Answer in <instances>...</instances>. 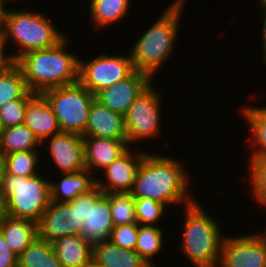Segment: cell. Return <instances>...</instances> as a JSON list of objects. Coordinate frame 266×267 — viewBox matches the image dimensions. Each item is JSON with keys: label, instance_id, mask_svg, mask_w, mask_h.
<instances>
[{"label": "cell", "instance_id": "1", "mask_svg": "<svg viewBox=\"0 0 266 267\" xmlns=\"http://www.w3.org/2000/svg\"><path fill=\"white\" fill-rule=\"evenodd\" d=\"M187 167L174 155L155 154L147 150L136 174L132 196L155 200L168 208L191 204L196 197L190 191L192 177H189L191 173H188Z\"/></svg>", "mask_w": 266, "mask_h": 267}, {"label": "cell", "instance_id": "2", "mask_svg": "<svg viewBox=\"0 0 266 267\" xmlns=\"http://www.w3.org/2000/svg\"><path fill=\"white\" fill-rule=\"evenodd\" d=\"M186 3V0H173L129 48L135 70L146 73L154 80L165 63L170 61L179 38L178 30Z\"/></svg>", "mask_w": 266, "mask_h": 267}, {"label": "cell", "instance_id": "3", "mask_svg": "<svg viewBox=\"0 0 266 267\" xmlns=\"http://www.w3.org/2000/svg\"><path fill=\"white\" fill-rule=\"evenodd\" d=\"M70 40L67 35L54 47L32 50L17 59L29 91L42 94L79 81L80 57L68 50Z\"/></svg>", "mask_w": 266, "mask_h": 267}, {"label": "cell", "instance_id": "4", "mask_svg": "<svg viewBox=\"0 0 266 267\" xmlns=\"http://www.w3.org/2000/svg\"><path fill=\"white\" fill-rule=\"evenodd\" d=\"M196 199L184 206V220L178 249L194 267H216L219 264L225 231Z\"/></svg>", "mask_w": 266, "mask_h": 267}, {"label": "cell", "instance_id": "5", "mask_svg": "<svg viewBox=\"0 0 266 267\" xmlns=\"http://www.w3.org/2000/svg\"><path fill=\"white\" fill-rule=\"evenodd\" d=\"M46 13L30 9H7L2 27L7 42L16 51L13 55L16 59L32 50L48 49L56 46L67 34L54 26ZM59 29V30H58Z\"/></svg>", "mask_w": 266, "mask_h": 267}, {"label": "cell", "instance_id": "6", "mask_svg": "<svg viewBox=\"0 0 266 267\" xmlns=\"http://www.w3.org/2000/svg\"><path fill=\"white\" fill-rule=\"evenodd\" d=\"M38 173L32 177L4 174L0 191L6 200V212L14 218L38 222L51 202L50 179Z\"/></svg>", "mask_w": 266, "mask_h": 267}, {"label": "cell", "instance_id": "7", "mask_svg": "<svg viewBox=\"0 0 266 267\" xmlns=\"http://www.w3.org/2000/svg\"><path fill=\"white\" fill-rule=\"evenodd\" d=\"M57 117L59 127L63 132L84 134L91 109L96 98L79 81L42 93Z\"/></svg>", "mask_w": 266, "mask_h": 267}, {"label": "cell", "instance_id": "8", "mask_svg": "<svg viewBox=\"0 0 266 267\" xmlns=\"http://www.w3.org/2000/svg\"><path fill=\"white\" fill-rule=\"evenodd\" d=\"M153 80L133 102L124 115L128 145L136 147L142 141L160 139L162 133L161 103L162 91L160 92ZM162 93V94H161ZM147 139V140H146ZM141 141V142H140ZM135 144L134 146H132Z\"/></svg>", "mask_w": 266, "mask_h": 267}, {"label": "cell", "instance_id": "9", "mask_svg": "<svg viewBox=\"0 0 266 267\" xmlns=\"http://www.w3.org/2000/svg\"><path fill=\"white\" fill-rule=\"evenodd\" d=\"M104 52L90 61L79 59V82L94 95L127 78L135 70L129 51L125 55Z\"/></svg>", "mask_w": 266, "mask_h": 267}, {"label": "cell", "instance_id": "10", "mask_svg": "<svg viewBox=\"0 0 266 267\" xmlns=\"http://www.w3.org/2000/svg\"><path fill=\"white\" fill-rule=\"evenodd\" d=\"M225 236L219 267H266V233L264 231Z\"/></svg>", "mask_w": 266, "mask_h": 267}, {"label": "cell", "instance_id": "11", "mask_svg": "<svg viewBox=\"0 0 266 267\" xmlns=\"http://www.w3.org/2000/svg\"><path fill=\"white\" fill-rule=\"evenodd\" d=\"M41 148L44 149L42 153L47 152L50 155L52 165L60 171L57 174L86 169L83 136L80 134L61 131L47 138Z\"/></svg>", "mask_w": 266, "mask_h": 267}, {"label": "cell", "instance_id": "12", "mask_svg": "<svg viewBox=\"0 0 266 267\" xmlns=\"http://www.w3.org/2000/svg\"><path fill=\"white\" fill-rule=\"evenodd\" d=\"M82 222L77 214V197L70 202H50L38 221V237L48 242L79 235Z\"/></svg>", "mask_w": 266, "mask_h": 267}, {"label": "cell", "instance_id": "13", "mask_svg": "<svg viewBox=\"0 0 266 267\" xmlns=\"http://www.w3.org/2000/svg\"><path fill=\"white\" fill-rule=\"evenodd\" d=\"M131 148L106 167L102 171V177L96 175V186L103 193L132 191L137 171L146 150L139 149L140 146L136 147L138 149Z\"/></svg>", "mask_w": 266, "mask_h": 267}, {"label": "cell", "instance_id": "14", "mask_svg": "<svg viewBox=\"0 0 266 267\" xmlns=\"http://www.w3.org/2000/svg\"><path fill=\"white\" fill-rule=\"evenodd\" d=\"M113 228L109 193H103L95 185L88 191V213L82 221L79 235L93 245L108 240Z\"/></svg>", "mask_w": 266, "mask_h": 267}, {"label": "cell", "instance_id": "15", "mask_svg": "<svg viewBox=\"0 0 266 267\" xmlns=\"http://www.w3.org/2000/svg\"><path fill=\"white\" fill-rule=\"evenodd\" d=\"M152 81L153 79L146 73L134 70L127 78L102 89L95 97L110 110L124 116L133 102Z\"/></svg>", "mask_w": 266, "mask_h": 267}, {"label": "cell", "instance_id": "16", "mask_svg": "<svg viewBox=\"0 0 266 267\" xmlns=\"http://www.w3.org/2000/svg\"><path fill=\"white\" fill-rule=\"evenodd\" d=\"M85 168L94 176L123 155L130 146L128 140L83 136ZM98 170V173L95 172Z\"/></svg>", "mask_w": 266, "mask_h": 267}, {"label": "cell", "instance_id": "17", "mask_svg": "<svg viewBox=\"0 0 266 267\" xmlns=\"http://www.w3.org/2000/svg\"><path fill=\"white\" fill-rule=\"evenodd\" d=\"M82 136L128 140L124 116L110 110L95 98Z\"/></svg>", "mask_w": 266, "mask_h": 267}, {"label": "cell", "instance_id": "18", "mask_svg": "<svg viewBox=\"0 0 266 267\" xmlns=\"http://www.w3.org/2000/svg\"><path fill=\"white\" fill-rule=\"evenodd\" d=\"M23 124L35 134L41 144L61 132L57 117L42 94H35L28 101Z\"/></svg>", "mask_w": 266, "mask_h": 267}, {"label": "cell", "instance_id": "19", "mask_svg": "<svg viewBox=\"0 0 266 267\" xmlns=\"http://www.w3.org/2000/svg\"><path fill=\"white\" fill-rule=\"evenodd\" d=\"M96 176L87 169L64 173L56 180L50 179L52 202H70L78 195L87 193L96 185Z\"/></svg>", "mask_w": 266, "mask_h": 267}, {"label": "cell", "instance_id": "20", "mask_svg": "<svg viewBox=\"0 0 266 267\" xmlns=\"http://www.w3.org/2000/svg\"><path fill=\"white\" fill-rule=\"evenodd\" d=\"M92 260L103 267H150L135 250L123 249L109 240L93 244Z\"/></svg>", "mask_w": 266, "mask_h": 267}, {"label": "cell", "instance_id": "21", "mask_svg": "<svg viewBox=\"0 0 266 267\" xmlns=\"http://www.w3.org/2000/svg\"><path fill=\"white\" fill-rule=\"evenodd\" d=\"M0 231L11 250L18 256L38 238V222L6 215Z\"/></svg>", "mask_w": 266, "mask_h": 267}, {"label": "cell", "instance_id": "22", "mask_svg": "<svg viewBox=\"0 0 266 267\" xmlns=\"http://www.w3.org/2000/svg\"><path fill=\"white\" fill-rule=\"evenodd\" d=\"M62 267H86L92 260V244L80 235H69L52 242Z\"/></svg>", "mask_w": 266, "mask_h": 267}, {"label": "cell", "instance_id": "23", "mask_svg": "<svg viewBox=\"0 0 266 267\" xmlns=\"http://www.w3.org/2000/svg\"><path fill=\"white\" fill-rule=\"evenodd\" d=\"M238 110L249 128L247 143L251 147L248 158H266V106L243 105Z\"/></svg>", "mask_w": 266, "mask_h": 267}, {"label": "cell", "instance_id": "24", "mask_svg": "<svg viewBox=\"0 0 266 267\" xmlns=\"http://www.w3.org/2000/svg\"><path fill=\"white\" fill-rule=\"evenodd\" d=\"M90 23L99 30L120 23L129 15L131 0H88ZM125 17V18H124ZM122 20V21H121Z\"/></svg>", "mask_w": 266, "mask_h": 267}, {"label": "cell", "instance_id": "25", "mask_svg": "<svg viewBox=\"0 0 266 267\" xmlns=\"http://www.w3.org/2000/svg\"><path fill=\"white\" fill-rule=\"evenodd\" d=\"M159 226L139 225L135 251L147 262L149 266H157L155 258L165 249L164 229ZM164 233V234H163Z\"/></svg>", "mask_w": 266, "mask_h": 267}, {"label": "cell", "instance_id": "26", "mask_svg": "<svg viewBox=\"0 0 266 267\" xmlns=\"http://www.w3.org/2000/svg\"><path fill=\"white\" fill-rule=\"evenodd\" d=\"M39 148L41 149L40 141L26 125L4 128L0 139V151L3 155Z\"/></svg>", "mask_w": 266, "mask_h": 267}, {"label": "cell", "instance_id": "27", "mask_svg": "<svg viewBox=\"0 0 266 267\" xmlns=\"http://www.w3.org/2000/svg\"><path fill=\"white\" fill-rule=\"evenodd\" d=\"M18 267H62L51 242L37 238L19 256Z\"/></svg>", "mask_w": 266, "mask_h": 267}, {"label": "cell", "instance_id": "28", "mask_svg": "<svg viewBox=\"0 0 266 267\" xmlns=\"http://www.w3.org/2000/svg\"><path fill=\"white\" fill-rule=\"evenodd\" d=\"M41 156L40 150L19 151L4 155V171L7 174L23 177L35 176L43 172L38 167L39 163H41Z\"/></svg>", "mask_w": 266, "mask_h": 267}, {"label": "cell", "instance_id": "29", "mask_svg": "<svg viewBox=\"0 0 266 267\" xmlns=\"http://www.w3.org/2000/svg\"><path fill=\"white\" fill-rule=\"evenodd\" d=\"M29 89L18 65L0 74V107L11 100L22 99Z\"/></svg>", "mask_w": 266, "mask_h": 267}, {"label": "cell", "instance_id": "30", "mask_svg": "<svg viewBox=\"0 0 266 267\" xmlns=\"http://www.w3.org/2000/svg\"><path fill=\"white\" fill-rule=\"evenodd\" d=\"M250 197L254 203L266 208V158H248Z\"/></svg>", "mask_w": 266, "mask_h": 267}, {"label": "cell", "instance_id": "31", "mask_svg": "<svg viewBox=\"0 0 266 267\" xmlns=\"http://www.w3.org/2000/svg\"><path fill=\"white\" fill-rule=\"evenodd\" d=\"M109 205L114 226L137 223L135 198L131 192L109 193Z\"/></svg>", "mask_w": 266, "mask_h": 267}, {"label": "cell", "instance_id": "32", "mask_svg": "<svg viewBox=\"0 0 266 267\" xmlns=\"http://www.w3.org/2000/svg\"><path fill=\"white\" fill-rule=\"evenodd\" d=\"M168 207L155 200L135 198V216L139 225L158 226Z\"/></svg>", "mask_w": 266, "mask_h": 267}, {"label": "cell", "instance_id": "33", "mask_svg": "<svg viewBox=\"0 0 266 267\" xmlns=\"http://www.w3.org/2000/svg\"><path fill=\"white\" fill-rule=\"evenodd\" d=\"M34 95L29 91L22 99L11 100L0 107V120L4 128L23 124L27 103Z\"/></svg>", "mask_w": 266, "mask_h": 267}, {"label": "cell", "instance_id": "34", "mask_svg": "<svg viewBox=\"0 0 266 267\" xmlns=\"http://www.w3.org/2000/svg\"><path fill=\"white\" fill-rule=\"evenodd\" d=\"M138 236V223L114 226L108 240L123 249L135 250Z\"/></svg>", "mask_w": 266, "mask_h": 267}, {"label": "cell", "instance_id": "35", "mask_svg": "<svg viewBox=\"0 0 266 267\" xmlns=\"http://www.w3.org/2000/svg\"><path fill=\"white\" fill-rule=\"evenodd\" d=\"M8 42L4 33L0 30V74L11 70L17 65V59L14 57L13 52L9 53L6 50ZM8 51V53L6 52Z\"/></svg>", "mask_w": 266, "mask_h": 267}, {"label": "cell", "instance_id": "36", "mask_svg": "<svg viewBox=\"0 0 266 267\" xmlns=\"http://www.w3.org/2000/svg\"><path fill=\"white\" fill-rule=\"evenodd\" d=\"M0 267H18V255L6 243L0 231Z\"/></svg>", "mask_w": 266, "mask_h": 267}, {"label": "cell", "instance_id": "37", "mask_svg": "<svg viewBox=\"0 0 266 267\" xmlns=\"http://www.w3.org/2000/svg\"><path fill=\"white\" fill-rule=\"evenodd\" d=\"M88 213V192L77 196V214L79 216V222L85 219Z\"/></svg>", "mask_w": 266, "mask_h": 267}, {"label": "cell", "instance_id": "38", "mask_svg": "<svg viewBox=\"0 0 266 267\" xmlns=\"http://www.w3.org/2000/svg\"><path fill=\"white\" fill-rule=\"evenodd\" d=\"M258 9H262V10H260V11H263L262 13H263V16H262V18H263V20H261L262 21V28H261V31L260 32H262V34H261V38H262V41H260L262 44V61L260 62V63H264V65L266 66V7H258Z\"/></svg>", "mask_w": 266, "mask_h": 267}, {"label": "cell", "instance_id": "39", "mask_svg": "<svg viewBox=\"0 0 266 267\" xmlns=\"http://www.w3.org/2000/svg\"><path fill=\"white\" fill-rule=\"evenodd\" d=\"M8 6H6V4L0 0V30H2L3 24H4V20L6 17V12H7V8Z\"/></svg>", "mask_w": 266, "mask_h": 267}, {"label": "cell", "instance_id": "40", "mask_svg": "<svg viewBox=\"0 0 266 267\" xmlns=\"http://www.w3.org/2000/svg\"><path fill=\"white\" fill-rule=\"evenodd\" d=\"M6 215H7V212H6V200H5V198L3 197V195L1 194V191H0V223L5 218Z\"/></svg>", "mask_w": 266, "mask_h": 267}, {"label": "cell", "instance_id": "41", "mask_svg": "<svg viewBox=\"0 0 266 267\" xmlns=\"http://www.w3.org/2000/svg\"><path fill=\"white\" fill-rule=\"evenodd\" d=\"M4 174V155L0 151V181Z\"/></svg>", "mask_w": 266, "mask_h": 267}, {"label": "cell", "instance_id": "42", "mask_svg": "<svg viewBox=\"0 0 266 267\" xmlns=\"http://www.w3.org/2000/svg\"><path fill=\"white\" fill-rule=\"evenodd\" d=\"M86 267H103V266L91 260L90 263Z\"/></svg>", "mask_w": 266, "mask_h": 267}, {"label": "cell", "instance_id": "43", "mask_svg": "<svg viewBox=\"0 0 266 267\" xmlns=\"http://www.w3.org/2000/svg\"><path fill=\"white\" fill-rule=\"evenodd\" d=\"M258 7H266V0H257Z\"/></svg>", "mask_w": 266, "mask_h": 267}, {"label": "cell", "instance_id": "44", "mask_svg": "<svg viewBox=\"0 0 266 267\" xmlns=\"http://www.w3.org/2000/svg\"><path fill=\"white\" fill-rule=\"evenodd\" d=\"M3 130H4V127H3L2 121L0 120V139L3 133Z\"/></svg>", "mask_w": 266, "mask_h": 267}, {"label": "cell", "instance_id": "45", "mask_svg": "<svg viewBox=\"0 0 266 267\" xmlns=\"http://www.w3.org/2000/svg\"><path fill=\"white\" fill-rule=\"evenodd\" d=\"M2 1H3L6 5L9 4V3H8L9 0H2ZM10 1H11V3H12V1L15 2L16 0H15V1H14V0H10ZM17 1H18V0H17Z\"/></svg>", "mask_w": 266, "mask_h": 267}]
</instances>
